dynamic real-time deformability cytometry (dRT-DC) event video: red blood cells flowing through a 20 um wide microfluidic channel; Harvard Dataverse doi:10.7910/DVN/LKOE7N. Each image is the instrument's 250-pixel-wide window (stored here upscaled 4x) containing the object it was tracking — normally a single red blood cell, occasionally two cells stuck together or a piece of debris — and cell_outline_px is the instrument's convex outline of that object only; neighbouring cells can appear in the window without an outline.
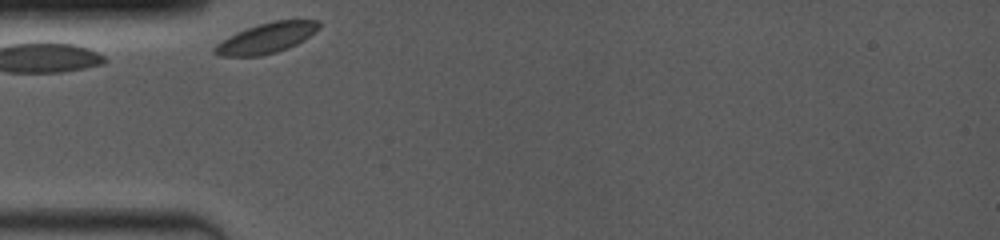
{"species": "common noctule bat (a hibernating species)", "species_latin": "Nyctalus noctula", "temperature_condition": "room temperature", "stored_images_in_passage": 44, "camera_frame_rate_fps": 4000, "um_per_image_px": 0.085, "animal": {"sex": "female", "body_mass_g": 19.0, "forearm_length_mm": 53.3}, "frame": {"image": 1, "passage_image": 1, "time_ms": 0.0, "image_size_px": [1000, 240], "cell_outline_px": [[320, 28], [304, 40], [288, 48], [276, 52], [260, 56], [220, 56], [212, 52], [212, 48], [216, 44], [248, 28], [260, 24], [276, 20], [320, 20]], "centroid_in_image_um": [22.69, 3.24], "position_along_channel_um": 62.3, "area_um2": 18.09}}
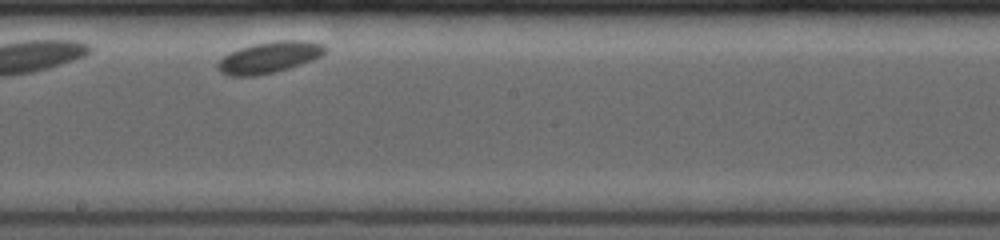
{"frame": {"image": 2, "passage_image": 22, "time_ms": 4.75, "image_size_px": [1000, 240], "cell_outline_px": [[328, 48], [320, 56], [312, 60], [276, 72], [252, 76], [232, 76], [220, 72], [216, 68], [216, 64], [224, 56], [240, 48], [252, 44], [276, 40], [308, 40], [324, 44]], "centroid_in_image_um": [22.9, 4.86], "position_along_channel_um": 225.3, "area_um2": 19.59}}
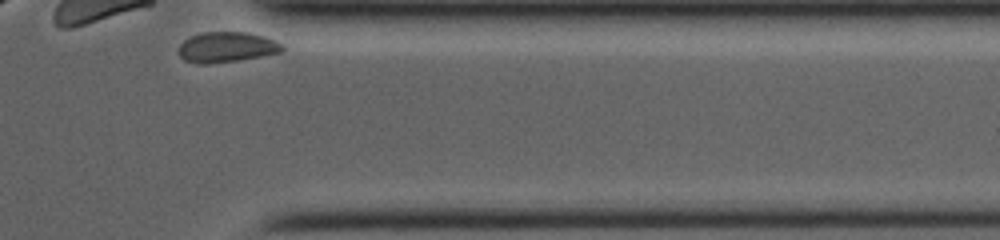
{"frame": {"image": 3, "passage_image": 44, "time_ms": 9.5, "image_size_px": [1000, 240], "cell_outline_px": [[284, 48], [280, 52], [260, 56], [236, 60], [200, 64], [196, 64], [184, 60], [180, 56], [180, 44], [184, 40], [200, 32], [248, 32], [264, 36], [280, 44]], "centroid_in_image_um": [19.23, 3.99], "position_along_channel_um": 392.2, "area_um2": 17.98}}